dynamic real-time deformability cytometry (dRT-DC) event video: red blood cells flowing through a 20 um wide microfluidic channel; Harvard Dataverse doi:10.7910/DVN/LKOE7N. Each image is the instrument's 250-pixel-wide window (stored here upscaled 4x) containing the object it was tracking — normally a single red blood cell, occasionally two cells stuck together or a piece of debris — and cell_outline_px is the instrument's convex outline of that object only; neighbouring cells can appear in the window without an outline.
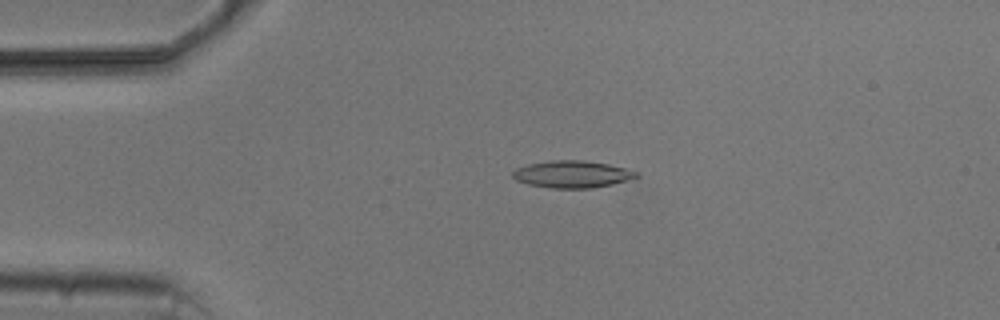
{"species": "common noctule bat (a hibernating species)", "species_latin": "Nyctalus noctula", "temperature_condition": "cold", "stored_images_in_passage": 4, "camera_frame_rate_fps": 3000, "um_per_image_px": 0.085, "animal": {"sex": "male", "body_mass_g": 20.5, "forearm_length_mm": 52.5}, "frame": {"image": 1, "passage_image": 2, "time_ms": 1.333, "image_size_px": [1000, 320], "cell_outline_px": [[640, 176], [612, 184], [592, 188], [552, 188], [528, 184], [516, 180], [512, 176], [512, 172], [516, 168], [528, 164], [552, 160], [584, 160], [608, 164], [640, 172]], "centroid_in_image_um": [48.63, 14.8], "position_along_channel_um": 36.4, "area_um2": 19.48}}
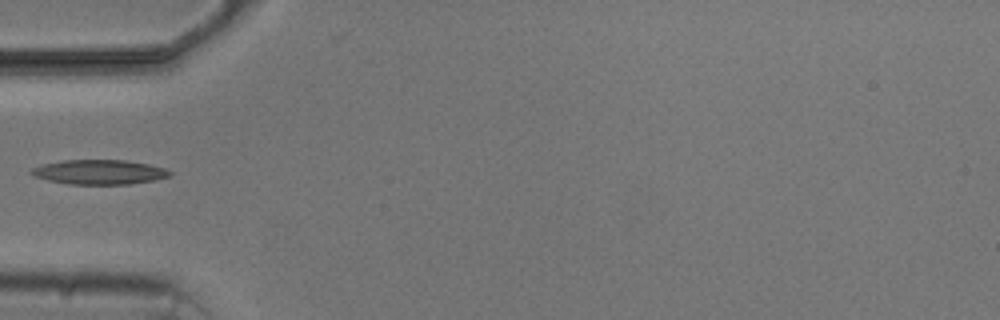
{"frame": {"image": 2, "passage_image": 3, "time_ms": 3.333, "image_size_px": [1000, 320], "cell_outline_px": [[172, 172], [168, 176], [152, 180], [128, 184], [68, 184], [48, 180], [36, 176], [28, 172], [32, 168], [44, 164], [64, 160], [124, 160], [148, 164], [164, 168]], "centroid_in_image_um": [8.41, 14.62], "position_along_channel_um": 76.6, "area_um2": 19.54}}
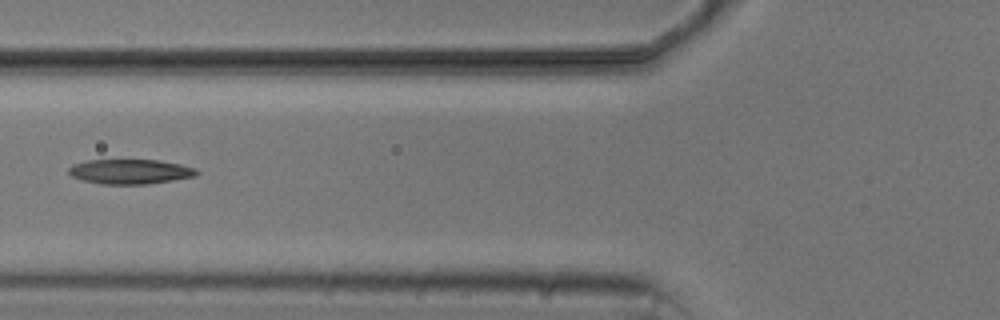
{"frame": {"image": 3, "passage_image": 4, "time_ms": 4.333, "image_size_px": [1000, 320], "cell_outline_px": [[200, 172], [196, 176], [148, 184], [100, 184], [84, 180], [72, 176], [68, 172], [68, 168], [72, 164], [88, 160], [160, 160], [180, 164], [196, 168]], "centroid_in_image_um": [11.08, 14.58], "position_along_channel_um": 114.7, "area_um2": 18.5}}